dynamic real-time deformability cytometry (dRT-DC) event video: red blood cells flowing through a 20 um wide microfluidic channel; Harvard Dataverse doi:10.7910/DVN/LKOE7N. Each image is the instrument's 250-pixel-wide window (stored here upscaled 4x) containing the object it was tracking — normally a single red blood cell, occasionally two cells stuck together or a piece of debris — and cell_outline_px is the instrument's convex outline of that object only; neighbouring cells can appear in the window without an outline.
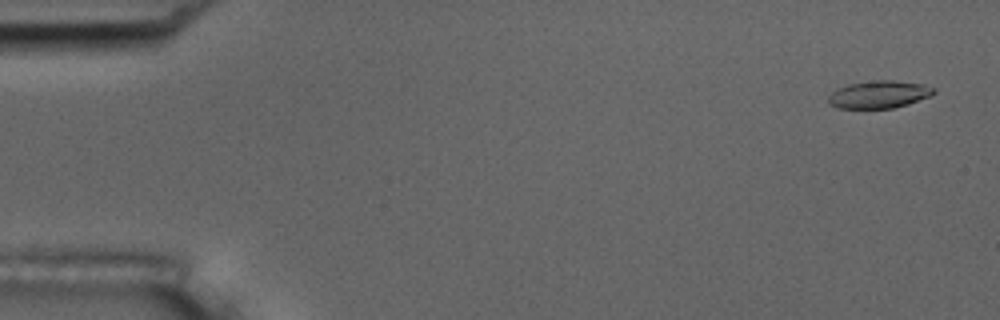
{"species": "common noctule bat (a hibernating species)", "species_latin": "Nyctalus noctula", "temperature_condition": "room temperature", "stored_images_in_passage": 23, "camera_frame_rate_fps": 3000, "um_per_image_px": 0.085, "animal": {"sex": "male", "body_mass_g": 17.5, "forearm_length_mm": 52.3}, "frame": {"image": 1, "passage_image": 3, "time_ms": 0.667, "image_size_px": [1000, 320], "cell_outline_px": [[936, 92], [928, 96], [908, 104], [892, 108], [840, 108], [832, 104], [828, 100], [828, 96], [832, 92], [848, 84], [876, 80], [892, 80], [924, 84], [936, 88]], "centroid_in_image_um": [74.75, 8.02], "position_along_channel_um": 10.2, "area_um2": 16.65}}